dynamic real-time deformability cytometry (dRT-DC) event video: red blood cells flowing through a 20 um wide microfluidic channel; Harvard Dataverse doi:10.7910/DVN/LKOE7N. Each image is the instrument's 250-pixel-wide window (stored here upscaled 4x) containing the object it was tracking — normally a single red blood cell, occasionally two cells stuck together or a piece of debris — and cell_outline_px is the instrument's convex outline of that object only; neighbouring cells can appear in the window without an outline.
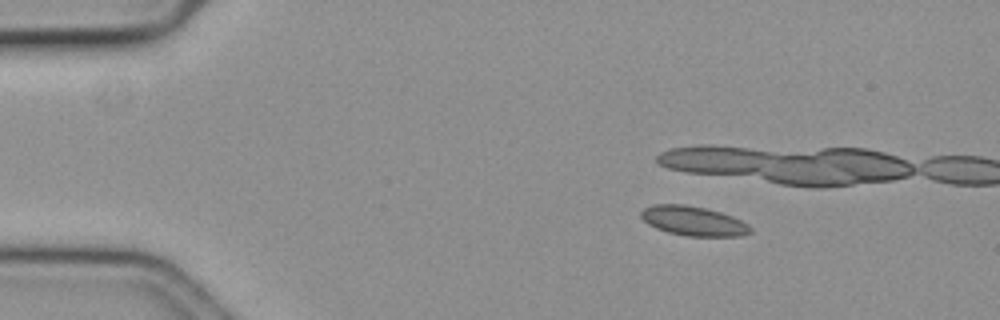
{"species": "common noctule bat (a hibernating species)", "species_latin": "Nyctalus noctula", "temperature_condition": "cold", "stored_images_in_passage": 6, "camera_frame_rate_fps": 3000, "um_per_image_px": 0.085, "animal": {"sex": "female", "body_mass_g": 19.3, "forearm_length_mm": 54.1}, "frame": {"image": 1, "passage_image": 1, "time_ms": 0.0, "image_size_px": [1000, 320], "cell_outline_px": [[752, 232], [740, 236], [688, 236], [668, 232], [656, 228], [648, 224], [640, 216], [640, 212], [644, 208], [652, 204], [684, 204], [704, 208], [720, 212], [732, 216], [748, 224], [752, 228]], "centroid_in_image_um": [58.93, 18.78], "position_along_channel_um": 26.1, "area_um2": 18.79}}